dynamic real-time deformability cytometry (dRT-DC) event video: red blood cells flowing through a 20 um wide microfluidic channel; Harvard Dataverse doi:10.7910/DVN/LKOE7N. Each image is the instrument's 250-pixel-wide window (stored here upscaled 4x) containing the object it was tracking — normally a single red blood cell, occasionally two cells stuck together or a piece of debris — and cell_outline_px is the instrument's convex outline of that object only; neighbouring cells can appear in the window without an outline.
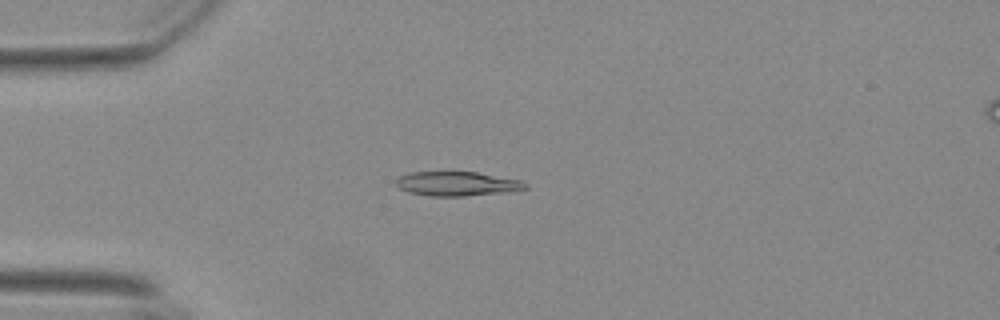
{"species": "Egyptian fruit bat (a non-hibernating species)", "species_latin": "Rousettus aegyptiacus", "temperature_condition": "warm", "stored_images_in_passage": 44, "camera_frame_rate_fps": 3000, "um_per_image_px": 0.085, "animal": {"sex": "female"}, "frame": {"image": 1, "passage_image": 4, "time_ms": 1.0, "image_size_px": [1000, 320], "cell_outline_px": [[528, 188], [504, 192], [464, 196], [432, 196], [408, 192], [400, 188], [396, 184], [396, 180], [400, 176], [408, 172], [476, 172], [520, 180], [528, 184]], "centroid_in_image_um": [38.84, 15.61], "position_along_channel_um": 46.2, "area_um2": 18.15}}
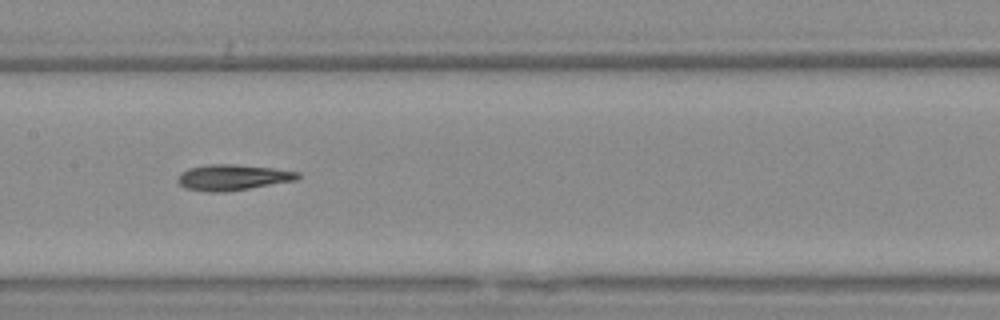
{"frame": {"image": 2, "passage_image": 17, "time_ms": 5.333, "image_size_px": [1000, 320], "cell_outline_px": [[300, 176], [296, 180], [228, 192], [204, 192], [184, 188], [176, 180], [180, 172], [188, 168], [208, 164], [232, 164], [272, 168], [300, 172]], "centroid_in_image_um": [19.73, 15.08], "position_along_channel_um": 187.7, "area_um2": 18.21}}
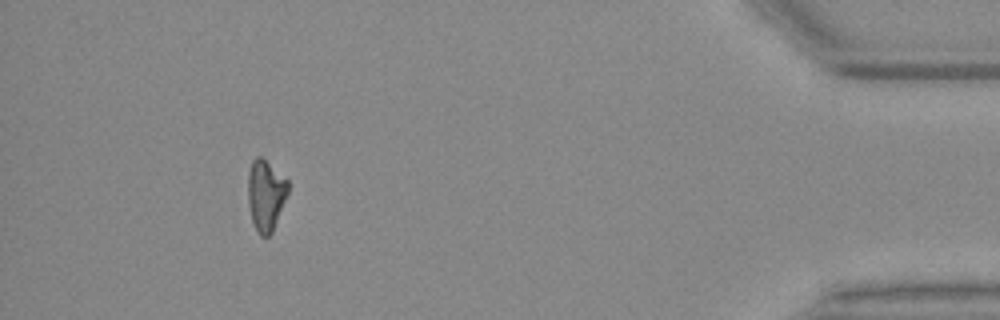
{"frame": {"image": 3, "passage_image": 40, "time_ms": 13.0, "image_size_px": [1000, 320], "cell_outline_px": [[288, 192], [272, 232], [268, 236], [260, 236], [252, 220], [248, 204], [248, 172], [252, 160], [256, 156], [260, 156], [288, 180]], "centroid_in_image_um": [22.57, 16.57], "position_along_channel_um": 412.6, "area_um2": 16.36}, "authors_computed_cell_mechanics": {"area_um2": 17.4556, "velocity_mm_per_s": 3.7285, "shape_relaxation_time_tau1_ms": null, "shape_relaxation_time_tau2_ms": 10.4176, "deformation_change_tau1": null, "deformation_change_tau2": 0.2194}}